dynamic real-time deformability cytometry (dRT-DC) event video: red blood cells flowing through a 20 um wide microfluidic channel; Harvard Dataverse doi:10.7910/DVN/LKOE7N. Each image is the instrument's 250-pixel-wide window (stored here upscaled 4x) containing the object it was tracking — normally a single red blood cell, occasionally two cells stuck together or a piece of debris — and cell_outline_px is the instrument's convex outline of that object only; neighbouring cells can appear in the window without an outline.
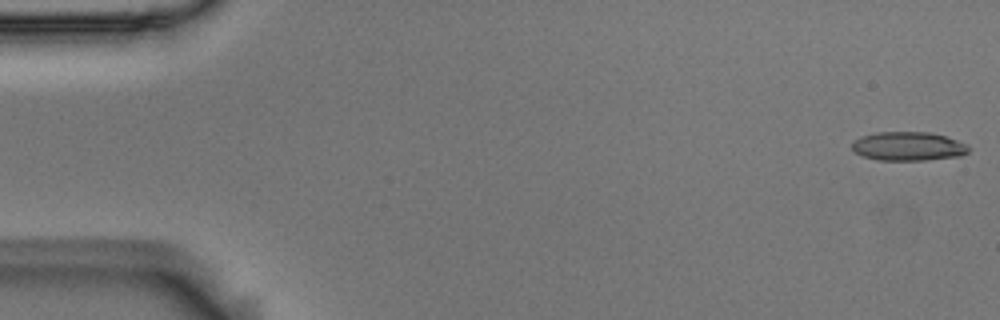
{"species": "Egyptian fruit bat (a non-hibernating species)", "species_latin": "Rousettus aegyptiacus", "temperature_condition": "room temperature", "stored_images_in_passage": 10, "camera_frame_rate_fps": 3000, "um_per_image_px": 0.085, "animal": {"sex": "male"}, "frame": {"image": 1, "passage_image": 1, "time_ms": 0.0, "image_size_px": [1000, 320], "cell_outline_px": [[968, 152], [960, 156], [924, 160], [880, 160], [864, 156], [856, 152], [852, 148], [852, 140], [860, 136], [876, 132], [928, 132], [944, 136], [968, 144]], "centroid_in_image_um": [77.18, 12.42], "position_along_channel_um": 7.8, "area_um2": 19.54}}